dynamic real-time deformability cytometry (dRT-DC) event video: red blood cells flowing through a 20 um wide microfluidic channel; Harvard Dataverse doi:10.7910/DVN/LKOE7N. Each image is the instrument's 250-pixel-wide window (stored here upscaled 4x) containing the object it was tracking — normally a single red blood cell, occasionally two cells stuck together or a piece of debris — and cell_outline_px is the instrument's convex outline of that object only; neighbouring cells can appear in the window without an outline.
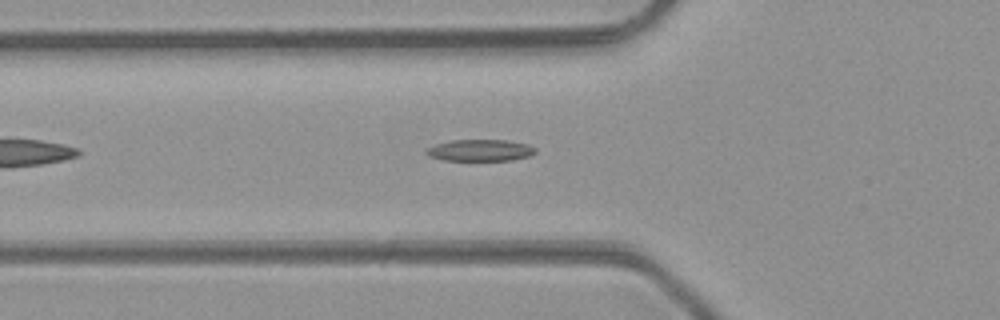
{"species": "common noctule bat (a hibernating species)", "species_latin": "Nyctalus noctula", "temperature_condition": "room temperature", "stored_images_in_passage": 33, "camera_frame_rate_fps": 3000, "um_per_image_px": 0.085, "animal": {"sex": "male", "body_mass_g": 23.1, "forearm_length_mm": 52.7}, "frame": {"image": 1, "passage_image": 2, "time_ms": 0.333, "image_size_px": [1000, 320], "cell_outline_px": [[536, 152], [528, 156], [512, 160], [444, 160], [428, 156], [424, 152], [424, 148], [436, 144], [452, 140], [504, 140], [528, 144], [536, 148]], "centroid_in_image_um": [40.77, 12.77], "position_along_channel_um": 85.0, "area_um2": 13.76}}
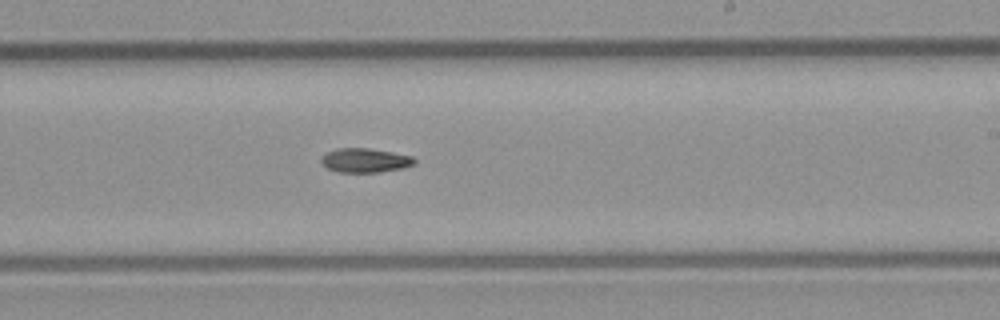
{"frame": {"image": 2, "passage_image": 14, "time_ms": 4.333, "image_size_px": [1000, 320], "cell_outline_px": [[416, 160], [412, 164], [400, 168], [376, 172], [340, 172], [328, 168], [320, 160], [328, 152], [336, 148], [368, 148], [392, 152], [412, 156]], "centroid_in_image_um": [31.02, 13.62], "position_along_channel_um": 258.0, "area_um2": 12.77}}
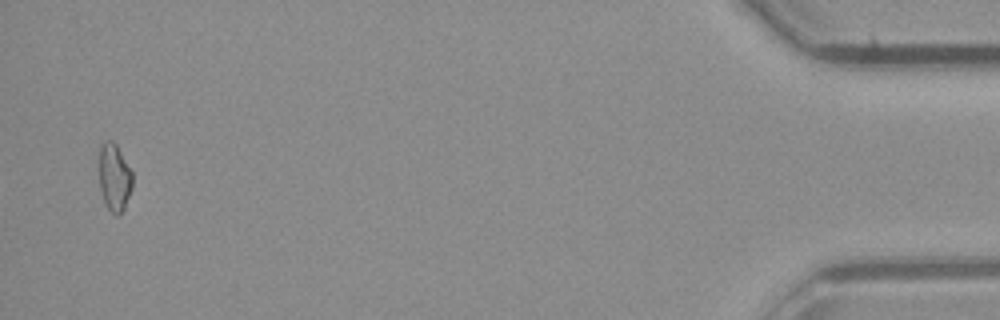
{"frame": {"image": 3, "passage_image": 32, "time_ms": 10.333, "image_size_px": [1000, 320], "cell_outline_px": [[132, 188], [124, 208], [116, 216], [104, 204], [100, 188], [100, 148], [104, 140], [112, 140], [116, 144], [132, 172]], "centroid_in_image_um": [9.72, 15.08], "position_along_channel_um": 425.5, "area_um2": 12.95}}